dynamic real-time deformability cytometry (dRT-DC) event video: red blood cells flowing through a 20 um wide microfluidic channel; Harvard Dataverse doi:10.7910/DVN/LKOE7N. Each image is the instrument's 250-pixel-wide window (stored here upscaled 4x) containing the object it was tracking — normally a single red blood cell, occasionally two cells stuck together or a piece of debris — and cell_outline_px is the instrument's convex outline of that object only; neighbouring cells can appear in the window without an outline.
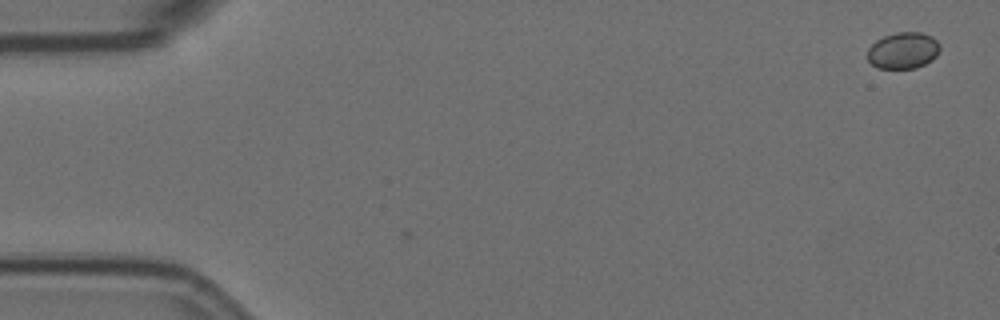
{"species": "Egyptian fruit bat (a non-hibernating species)", "species_latin": "Rousettus aegyptiacus", "temperature_condition": "room temperature", "stored_images_in_passage": 5, "camera_frame_rate_fps": 3000, "um_per_image_px": 0.085, "animal": {"sex": "female"}, "frame": {"image": 1, "passage_image": 5, "time_ms": 1.333, "image_size_px": [1000, 320], "cell_outline_px": [[940, 48], [936, 56], [932, 60], [916, 68], [876, 68], [868, 60], [868, 48], [876, 40], [884, 36], [896, 32], [920, 32], [932, 36], [940, 44]], "centroid_in_image_um": [76.77, 4.29], "position_along_channel_um": 8.2, "area_um2": 15.43}}